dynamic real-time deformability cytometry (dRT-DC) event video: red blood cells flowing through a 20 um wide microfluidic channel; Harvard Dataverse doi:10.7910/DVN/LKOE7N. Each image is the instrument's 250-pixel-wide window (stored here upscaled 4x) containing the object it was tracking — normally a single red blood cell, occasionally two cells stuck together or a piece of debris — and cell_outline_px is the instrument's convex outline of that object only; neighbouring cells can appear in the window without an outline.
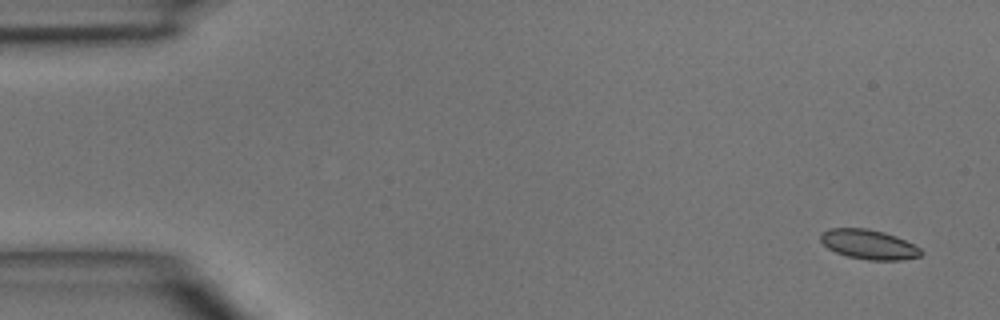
{"species": "common noctule bat (a hibernating species)", "species_latin": "Nyctalus noctula", "temperature_condition": "room temperature", "stored_images_in_passage": 5, "camera_frame_rate_fps": 3000, "um_per_image_px": 0.085, "animal": {"sex": "male", "body_mass_g": 15.6}, "frame": {"image": 1, "passage_image": 1, "time_ms": 0.0, "image_size_px": [1000, 320], "cell_outline_px": [[924, 252], [920, 256], [900, 260], [868, 260], [848, 256], [836, 252], [828, 248], [820, 240], [820, 232], [828, 228], [868, 228], [884, 232], [896, 236], [920, 248]], "centroid_in_image_um": [73.82, 20.76], "position_along_channel_um": 11.2, "area_um2": 17.34}}
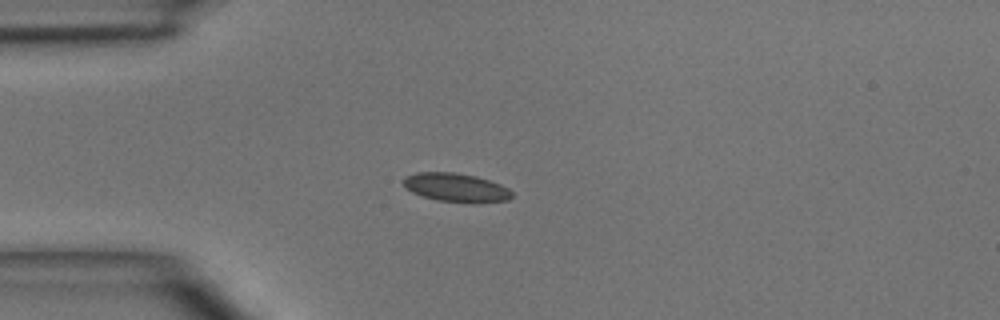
{"frame": {"image": 2, "passage_image": 4, "time_ms": 3.333, "image_size_px": [1000, 320], "cell_outline_px": [[512, 196], [508, 200], [472, 204], [436, 200], [420, 196], [404, 188], [404, 176], [416, 172], [452, 172], [476, 176], [500, 184], [508, 188], [512, 192]], "centroid_in_image_um": [38.74, 15.96], "position_along_channel_um": 46.3, "area_um2": 18.44}}